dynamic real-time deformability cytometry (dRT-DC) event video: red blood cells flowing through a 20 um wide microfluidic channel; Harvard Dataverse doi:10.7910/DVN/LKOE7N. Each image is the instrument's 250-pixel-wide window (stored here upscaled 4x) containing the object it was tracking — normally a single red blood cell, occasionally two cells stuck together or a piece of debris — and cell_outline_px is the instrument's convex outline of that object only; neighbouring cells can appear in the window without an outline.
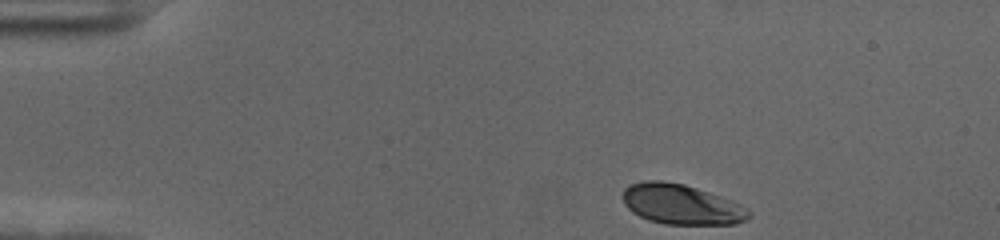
{"species": "human", "species_latin": "Homo sapiens", "temperature_condition": "cold", "stored_images_in_passage": 40, "camera_frame_rate_fps": 3000, "um_per_image_px": 0.085, "donor": {"sex": "female"}, "frame": {"image": 1, "passage_image": 1, "time_ms": 0.0, "image_size_px": [1000, 240], "cell_outline_px": [[752, 216], [748, 220], [736, 224], [664, 224], [648, 220], [632, 212], [624, 204], [624, 188], [628, 184], [644, 180], [664, 180], [684, 184], [720, 196], [740, 204], [752, 212]], "centroid_in_image_um": [57.92, 17.37], "position_along_channel_um": 27.1, "area_um2": 29.65}}
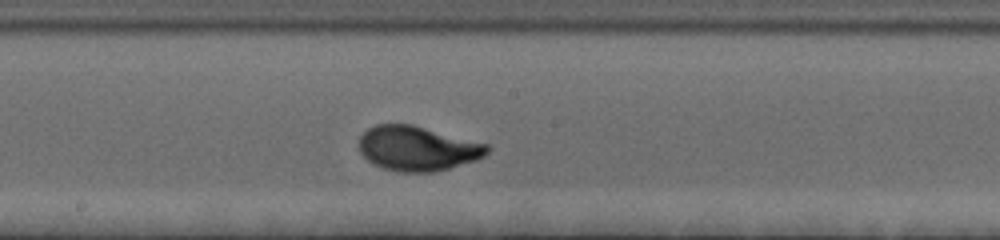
{"frame": {"image": 2, "passage_image": 23, "time_ms": 7.333, "image_size_px": [1000, 240], "cell_outline_px": [[488, 152], [484, 156], [476, 160], [436, 172], [400, 172], [384, 168], [372, 164], [360, 152], [360, 136], [368, 128], [376, 124], [412, 124], [488, 144]], "centroid_in_image_um": [35.48, 12.62], "position_along_channel_um": 212.7, "area_um2": 33.29}}
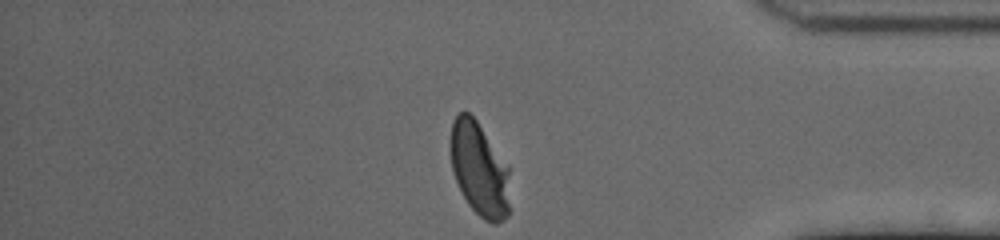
{"frame": {"image": 3, "passage_image": 40, "time_ms": 13.0, "image_size_px": [1000, 240], "cell_outline_px": [[512, 208], [508, 216], [504, 220], [496, 224], [492, 224], [484, 220], [468, 204], [456, 180], [452, 168], [448, 144], [452, 120], [460, 112], [468, 112], [476, 120], [508, 164]], "centroid_in_image_um": [40.77, 14.41], "position_along_channel_um": 394.4, "area_um2": 33.35}, "authors_computed_cell_mechanics": {"area_um2": 31.9923, "velocity_mm_per_s": 3.5842, "shape_relaxation_time_tau1_ms": 2.3367, "shape_relaxation_time_tau2_ms": null, "deformation_change_tau1": 0.1338, "deformation_change_tau2": null}}